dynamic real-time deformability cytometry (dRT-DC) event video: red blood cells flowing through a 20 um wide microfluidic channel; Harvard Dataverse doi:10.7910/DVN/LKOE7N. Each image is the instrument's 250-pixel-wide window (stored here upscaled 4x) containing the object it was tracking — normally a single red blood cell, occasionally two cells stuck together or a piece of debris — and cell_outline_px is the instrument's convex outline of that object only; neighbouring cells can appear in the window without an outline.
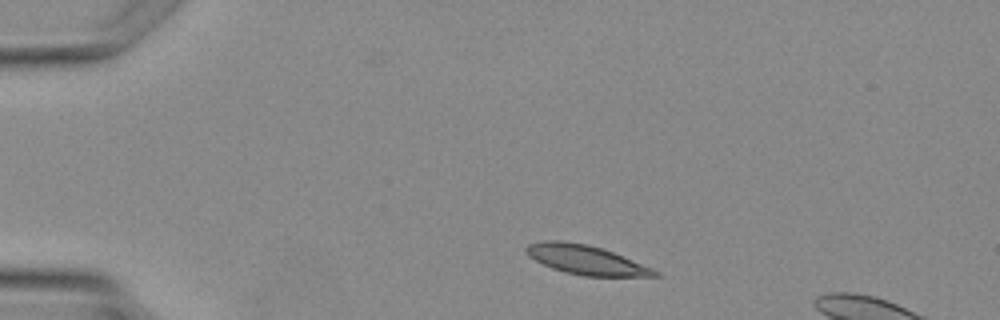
{"species": "Egyptian fruit bat (a non-hibernating species)", "species_latin": "Rousettus aegyptiacus", "temperature_condition": "warm", "stored_images_in_passage": 3, "camera_frame_rate_fps": 3000, "um_per_image_px": 0.085, "animal": {"sex": "female"}, "frame": {"image": 1, "passage_image": 1, "time_ms": 0.0, "image_size_px": [1000, 320], "cell_outline_px": [[660, 276], [584, 276], [564, 272], [552, 268], [528, 256], [524, 248], [528, 244], [544, 240], [560, 240], [588, 244], [612, 252], [652, 268], [660, 272]], "centroid_in_image_um": [49.77, 22.08], "position_along_channel_um": 35.2, "area_um2": 21.73}}